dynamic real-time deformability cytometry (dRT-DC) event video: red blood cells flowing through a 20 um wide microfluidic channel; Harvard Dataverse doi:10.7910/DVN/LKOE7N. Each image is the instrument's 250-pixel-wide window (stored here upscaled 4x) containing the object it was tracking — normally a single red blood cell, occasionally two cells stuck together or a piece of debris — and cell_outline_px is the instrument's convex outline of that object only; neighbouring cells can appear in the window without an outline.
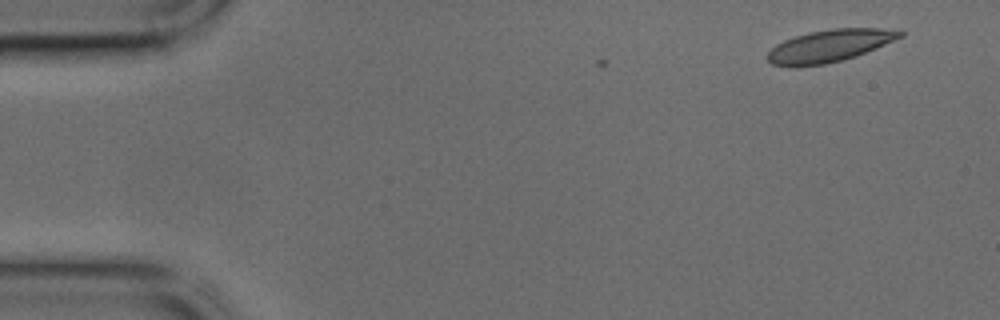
{"species": "common noctule bat (a hibernating species)", "species_latin": "Nyctalus noctula", "temperature_condition": "cold", "stored_images_in_passage": 3, "camera_frame_rate_fps": 3000, "um_per_image_px": 0.085, "animal": {"sex": "male", "body_mass_g": 17.9, "forearm_length_mm": 54.2}, "frame": {"image": 1, "passage_image": 3, "time_ms": 0.667, "image_size_px": [1000, 320], "cell_outline_px": [[904, 36], [856, 56], [824, 64], [788, 68], [772, 64], [768, 60], [768, 52], [776, 44], [784, 40], [808, 32], [832, 28], [900, 28], [904, 32]], "centroid_in_image_um": [70.53, 3.89], "position_along_channel_um": 14.5, "area_um2": 25.14}}